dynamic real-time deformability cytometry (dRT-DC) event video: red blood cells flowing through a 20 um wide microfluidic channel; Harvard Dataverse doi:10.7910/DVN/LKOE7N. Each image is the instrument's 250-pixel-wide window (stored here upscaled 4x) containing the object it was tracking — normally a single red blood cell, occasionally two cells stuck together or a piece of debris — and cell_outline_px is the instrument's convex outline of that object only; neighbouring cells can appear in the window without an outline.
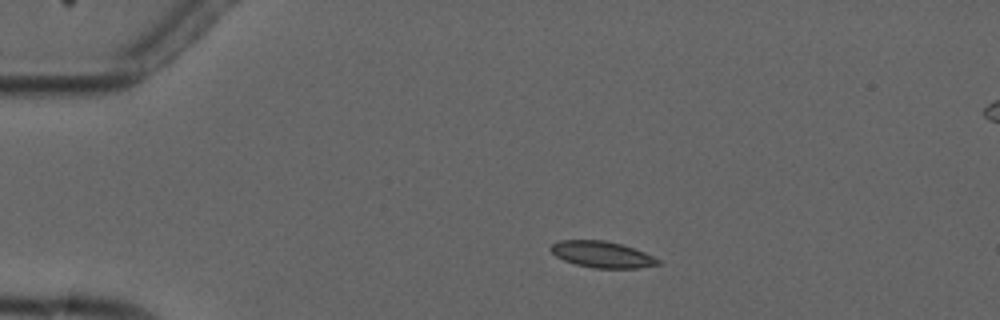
{"species": "common noctule bat (a hibernating species)", "species_latin": "Nyctalus noctula", "temperature_condition": "cold", "stored_images_in_passage": 4, "camera_frame_rate_fps": 3000, "um_per_image_px": 0.085, "animal": {"sex": "male", "forearm_length_mm": 52.5}, "frame": {"image": 1, "passage_image": 3, "time_ms": 2.333, "image_size_px": [1000, 320], "cell_outline_px": [[660, 264], [636, 268], [592, 268], [576, 264], [564, 260], [556, 256], [548, 248], [552, 244], [560, 240], [604, 240], [620, 244], [644, 252], [660, 260]], "centroid_in_image_um": [51.14, 21.63], "position_along_channel_um": 33.9, "area_um2": 16.3}}